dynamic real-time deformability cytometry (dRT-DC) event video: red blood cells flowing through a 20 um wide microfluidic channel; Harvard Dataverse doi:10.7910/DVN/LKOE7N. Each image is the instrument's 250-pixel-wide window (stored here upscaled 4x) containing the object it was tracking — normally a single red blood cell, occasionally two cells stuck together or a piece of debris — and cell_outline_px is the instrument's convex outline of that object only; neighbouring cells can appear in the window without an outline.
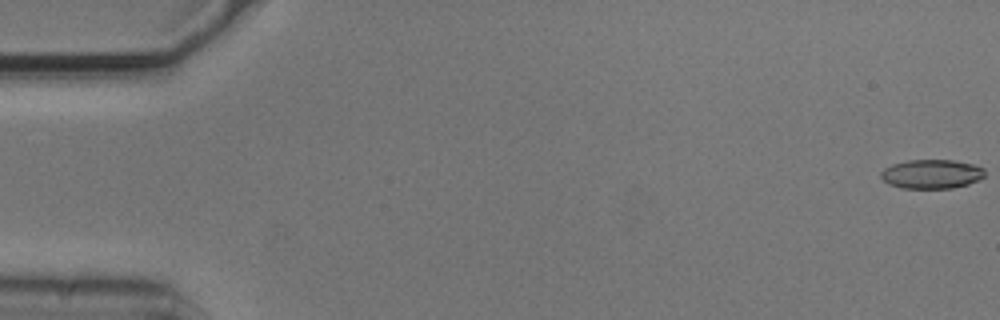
{"species": "common noctule bat (a hibernating species)", "species_latin": "Nyctalus noctula", "temperature_condition": "cold", "stored_images_in_passage": 14, "camera_frame_rate_fps": 3000, "um_per_image_px": 0.085, "animal": {"sex": "male", "body_mass_g": 20.5, "forearm_length_mm": 52.5}, "frame": {"image": 1, "passage_image": 1, "time_ms": 0.0, "image_size_px": [1000, 320], "cell_outline_px": [[984, 176], [968, 184], [952, 188], [900, 188], [888, 184], [880, 176], [880, 172], [884, 168], [892, 164], [908, 160], [952, 160], [972, 164], [984, 168]], "centroid_in_image_um": [79.14, 14.79], "position_along_channel_um": 5.9, "area_um2": 17.57}}